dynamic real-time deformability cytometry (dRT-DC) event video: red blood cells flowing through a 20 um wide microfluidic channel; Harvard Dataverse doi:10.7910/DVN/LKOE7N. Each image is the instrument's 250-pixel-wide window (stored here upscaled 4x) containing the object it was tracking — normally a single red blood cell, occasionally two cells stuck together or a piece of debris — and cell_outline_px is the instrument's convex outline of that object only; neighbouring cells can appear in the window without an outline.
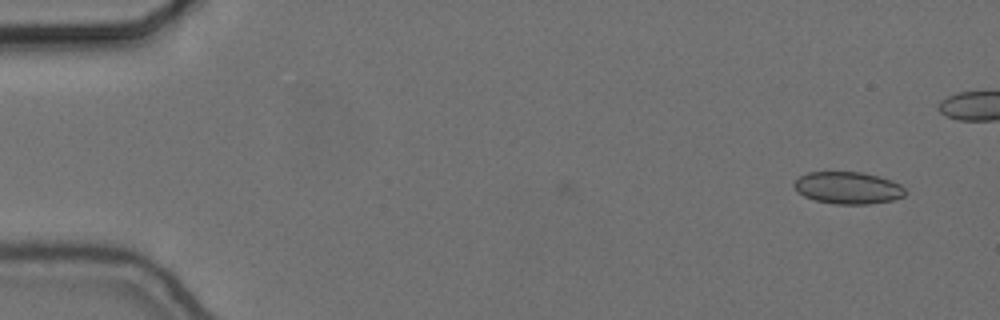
{"species": "common noctule bat (a hibernating species)", "species_latin": "Nyctalus noctula", "temperature_condition": "cold", "stored_images_in_passage": 13, "camera_frame_rate_fps": 3000, "um_per_image_px": 0.085, "animal": {"sex": "female", "body_mass_g": 24.6, "forearm_length_mm": 56.2}, "frame": {"image": 1, "passage_image": 1, "time_ms": 0.0, "image_size_px": [1000, 320], "cell_outline_px": [[908, 192], [904, 196], [892, 200], [868, 204], [836, 204], [816, 200], [804, 196], [792, 184], [800, 176], [808, 172], [860, 172], [892, 180], [900, 184]], "centroid_in_image_um": [72.1, 15.97], "position_along_channel_um": 12.9, "area_um2": 20.63}}